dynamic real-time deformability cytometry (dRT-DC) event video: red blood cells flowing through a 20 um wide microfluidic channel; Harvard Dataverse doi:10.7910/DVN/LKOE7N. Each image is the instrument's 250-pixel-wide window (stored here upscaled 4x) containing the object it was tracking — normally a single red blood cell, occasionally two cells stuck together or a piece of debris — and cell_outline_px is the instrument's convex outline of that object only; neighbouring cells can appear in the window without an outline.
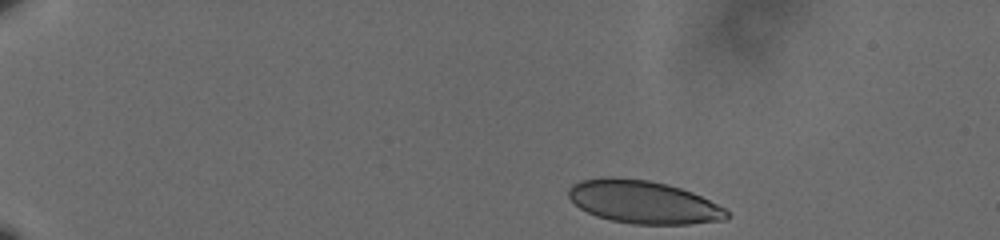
{"species": "human", "species_latin": "Homo sapiens", "temperature_condition": "cold", "stored_images_in_passage": 49, "camera_frame_rate_fps": 3000, "um_per_image_px": 0.085, "donor": {"sex": "male"}, "frame": {"image": 1, "passage_image": 1, "time_ms": 0.0, "image_size_px": [1000, 240], "cell_outline_px": [[728, 216], [724, 220], [688, 224], [632, 224], [612, 220], [596, 216], [580, 208], [568, 196], [568, 188], [572, 184], [580, 180], [604, 176], [648, 180], [668, 184], [692, 192], [724, 208], [728, 212]], "centroid_in_image_um": [54.65, 17.16], "position_along_channel_um": 30.4, "area_um2": 39.42}}
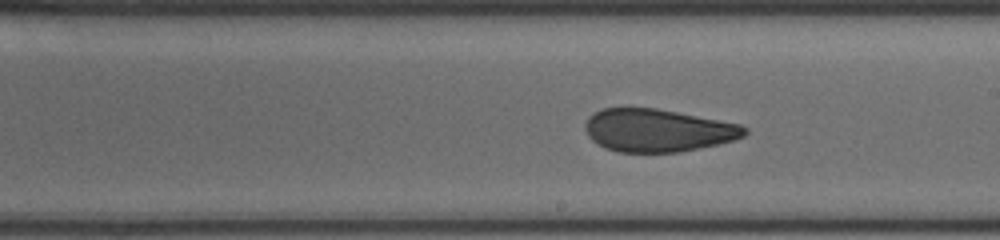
{"frame": {"image": 2, "passage_image": 27, "time_ms": 8.667, "image_size_px": [1000, 240], "cell_outline_px": [[748, 132], [744, 136], [736, 140], [700, 148], [680, 152], [616, 152], [604, 148], [596, 144], [588, 136], [584, 128], [584, 124], [588, 116], [600, 108], [656, 108], [740, 124], [748, 128]], "centroid_in_image_um": [55.88, 11.09], "position_along_channel_um": 233.1, "area_um2": 40.06}}
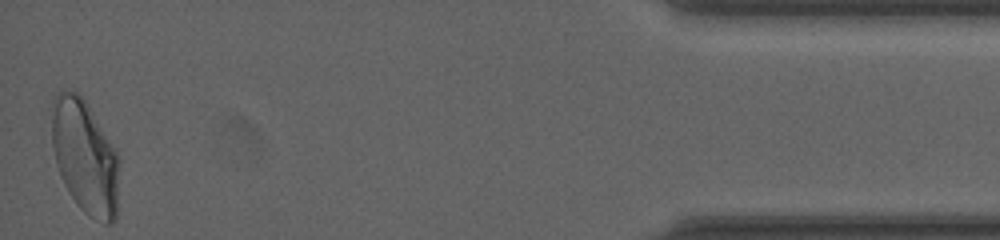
{"frame": {"image": 3, "passage_image": 49, "time_ms": 16.0, "image_size_px": [1000, 240], "cell_outline_px": [[120, 164], [116, 220], [112, 224], [104, 224], [88, 216], [76, 204], [68, 192], [64, 184], [56, 164], [52, 148], [52, 96], [60, 92], [76, 92], [84, 100], [120, 156]], "centroid_in_image_um": [7.24, 13.4], "position_along_channel_um": 428.0, "area_um2": 45.08}, "authors_computed_cell_mechanics": {"area_um2": 40.9224, "velocity_mm_per_s": 3.5759, "shape_relaxation_time_tau1_ms": null, "shape_relaxation_time_tau2_ms": 1.1457, "deformation_change_tau1": null, "deformation_change_tau2": 0.0705}}